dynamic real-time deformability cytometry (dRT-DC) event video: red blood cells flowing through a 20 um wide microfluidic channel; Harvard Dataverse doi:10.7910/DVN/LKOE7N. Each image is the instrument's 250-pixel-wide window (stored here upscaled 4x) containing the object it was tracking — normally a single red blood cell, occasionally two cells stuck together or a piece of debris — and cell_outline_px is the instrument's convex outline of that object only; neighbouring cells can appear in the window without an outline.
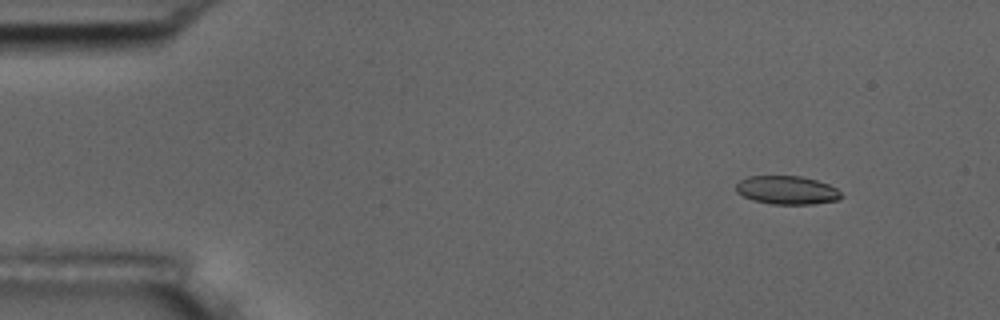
{"species": "common noctule bat (a hibernating species)", "species_latin": "Nyctalus noctula", "temperature_condition": "room temperature", "stored_images_in_passage": 6, "camera_frame_rate_fps": 3000, "um_per_image_px": 0.085, "animal": {"sex": "male", "body_mass_g": 17.5, "forearm_length_mm": 52.3}, "frame": {"image": 1, "passage_image": 2, "time_ms": 1.333, "image_size_px": [1000, 320], "cell_outline_px": [[844, 196], [836, 200], [812, 204], [772, 204], [752, 200], [736, 192], [736, 184], [740, 180], [748, 176], [800, 176], [816, 180], [828, 184], [836, 188]], "centroid_in_image_um": [66.88, 16.16], "position_along_channel_um": 18.1, "area_um2": 17.4}}
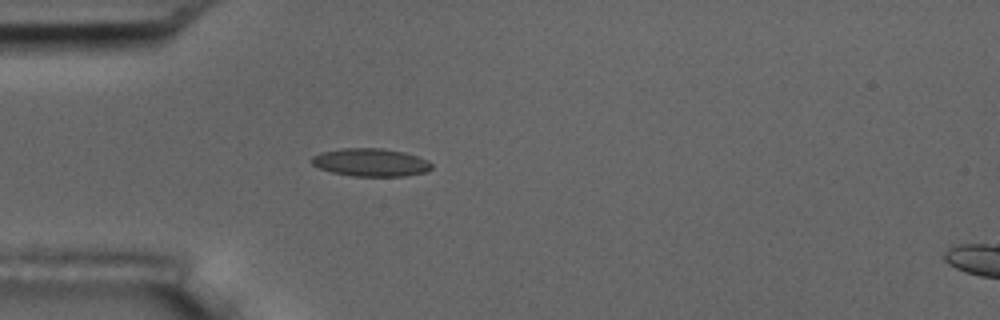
{"frame": {"image": 2, "passage_image": 5, "time_ms": 4.667, "image_size_px": [1000, 320], "cell_outline_px": [[432, 168], [424, 172], [404, 176], [352, 176], [332, 172], [320, 168], [312, 164], [312, 156], [320, 152], [344, 148], [384, 148], [404, 152], [428, 160], [432, 164]], "centroid_in_image_um": [31.51, 13.8], "position_along_channel_um": 53.5, "area_um2": 19.48}}